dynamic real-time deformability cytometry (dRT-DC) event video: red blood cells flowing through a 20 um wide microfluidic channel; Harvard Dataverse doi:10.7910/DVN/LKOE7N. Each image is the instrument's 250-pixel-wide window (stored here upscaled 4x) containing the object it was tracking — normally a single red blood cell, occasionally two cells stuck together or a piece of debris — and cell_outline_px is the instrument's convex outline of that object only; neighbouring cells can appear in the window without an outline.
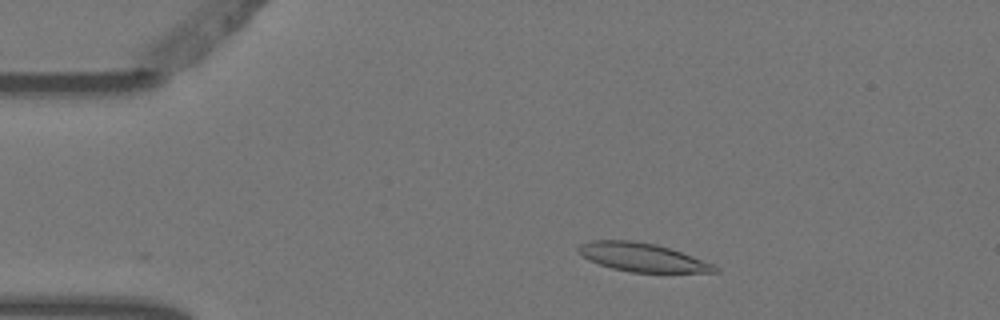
{"species": "Egyptian fruit bat (a non-hibernating species)", "species_latin": "Rousettus aegyptiacus", "temperature_condition": "warm", "stored_images_in_passage": 7, "camera_frame_rate_fps": 3000, "um_per_image_px": 0.085, "animal": {"sex": "female"}, "frame": {"image": 1, "passage_image": 3, "time_ms": 0.667, "image_size_px": [1000, 320], "cell_outline_px": [[720, 272], [632, 272], [612, 268], [588, 260], [580, 256], [576, 252], [576, 248], [580, 244], [592, 240], [632, 240], [656, 244], [692, 256], [712, 264], [720, 268]], "centroid_in_image_um": [54.52, 21.86], "position_along_channel_um": 30.5, "area_um2": 22.6}}
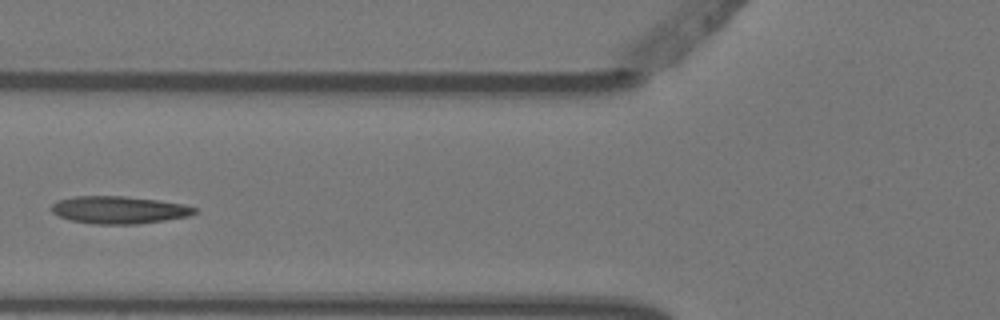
{"frame": {"image": 2, "passage_image": 6, "time_ms": 1.667, "image_size_px": [1000, 320], "cell_outline_px": [[196, 212], [188, 216], [164, 220], [136, 224], [92, 224], [72, 220], [60, 216], [52, 212], [52, 204], [56, 200], [72, 196], [124, 196], [156, 200], [184, 204], [196, 208]], "centroid_in_image_um": [10.08, 17.83], "position_along_channel_um": 115.7, "area_um2": 22.77}}
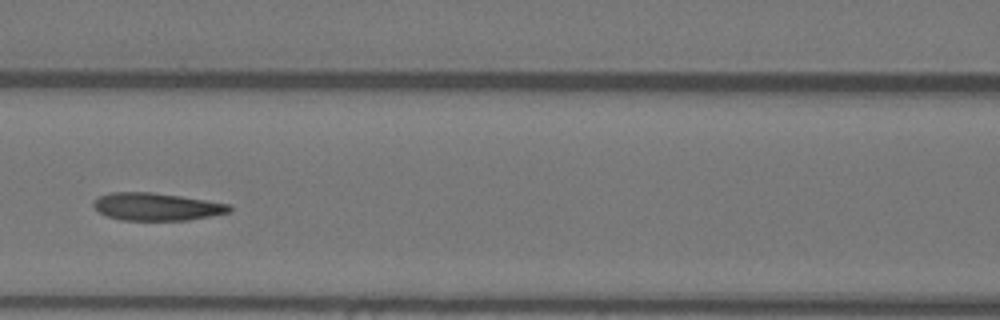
{"frame": {"image": 3, "passage_image": 7, "time_ms": 2.0, "image_size_px": [1000, 320], "cell_outline_px": [[232, 212], [212, 216], [188, 220], [120, 220], [108, 216], [100, 212], [92, 204], [100, 196], [112, 192], [152, 192], [180, 196], [228, 204], [232, 208]], "centroid_in_image_um": [13.34, 17.57], "position_along_channel_um": 153.3, "area_um2": 21.68}}